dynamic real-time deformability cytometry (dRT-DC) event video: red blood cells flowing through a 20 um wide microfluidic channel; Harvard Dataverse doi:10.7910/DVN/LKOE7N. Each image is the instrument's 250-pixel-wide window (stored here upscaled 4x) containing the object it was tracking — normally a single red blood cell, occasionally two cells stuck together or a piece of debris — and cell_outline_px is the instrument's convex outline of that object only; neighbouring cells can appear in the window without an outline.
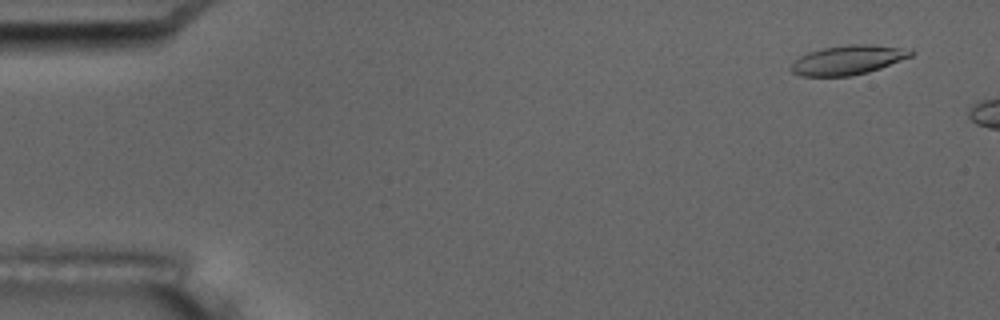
{"species": "common noctule bat (a hibernating species)", "species_latin": "Nyctalus noctula", "temperature_condition": "room temperature", "stored_images_in_passage": 3, "camera_frame_rate_fps": 3000, "um_per_image_px": 0.085, "animal": {"sex": "male", "body_mass_g": 17.5, "forearm_length_mm": 52.3}, "frame": {"image": 1, "passage_image": 1, "time_ms": 0.0, "image_size_px": [1000, 320], "cell_outline_px": [[916, 52], [912, 56], [880, 68], [868, 72], [852, 76], [800, 76], [792, 72], [792, 64], [800, 56], [808, 52], [824, 48], [848, 44], [868, 44], [912, 48]], "centroid_in_image_um": [72.14, 5.09], "position_along_channel_um": 12.9, "area_um2": 20.58}}